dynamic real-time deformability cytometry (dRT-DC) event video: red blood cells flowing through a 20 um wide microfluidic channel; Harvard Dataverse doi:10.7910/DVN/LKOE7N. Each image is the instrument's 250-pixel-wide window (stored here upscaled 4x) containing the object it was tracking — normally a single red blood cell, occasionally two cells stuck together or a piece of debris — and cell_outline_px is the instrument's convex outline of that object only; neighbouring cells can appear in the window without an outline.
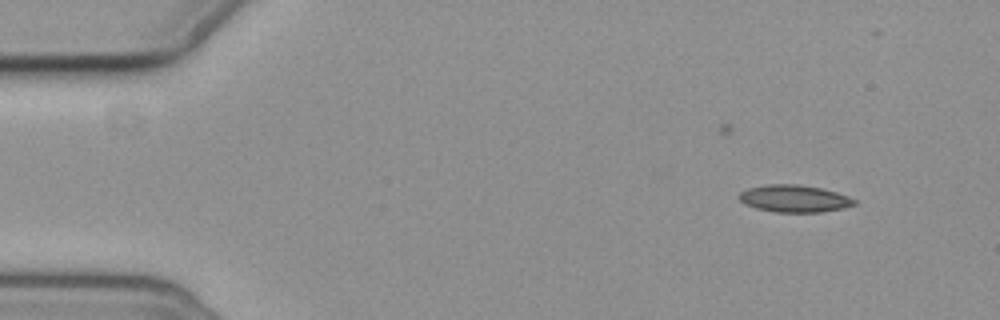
{"species": "common noctule bat (a hibernating species)", "species_latin": "Nyctalus noctula", "temperature_condition": "cold", "stored_images_in_passage": 5, "camera_frame_rate_fps": 3000, "um_per_image_px": 0.085, "animal": {"sex": "female", "body_mass_g": 19.3, "forearm_length_mm": 54.1}, "frame": {"image": 1, "passage_image": 2, "time_ms": 2.333, "image_size_px": [1000, 320], "cell_outline_px": [[856, 204], [844, 208], [820, 212], [776, 212], [756, 208], [744, 204], [736, 196], [740, 192], [748, 188], [768, 184], [796, 184], [820, 188], [836, 192], [848, 196], [856, 200]], "centroid_in_image_um": [67.49, 16.88], "position_along_channel_um": 17.5, "area_um2": 18.26}}
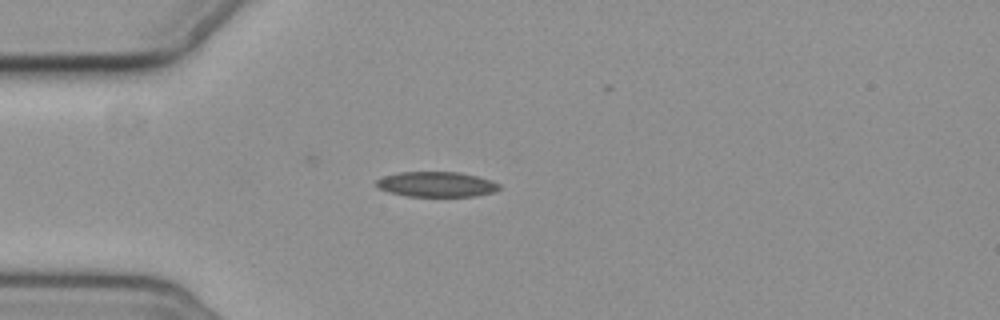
{"frame": {"image": 2, "passage_image": 5, "time_ms": 5.667, "image_size_px": [1000, 320], "cell_outline_px": [[500, 188], [492, 192], [476, 196], [404, 196], [388, 192], [380, 188], [376, 184], [376, 180], [384, 176], [400, 172], [456, 172], [476, 176], [500, 184]], "centroid_in_image_um": [37.06, 15.67], "position_along_channel_um": 47.9, "area_um2": 17.8}}